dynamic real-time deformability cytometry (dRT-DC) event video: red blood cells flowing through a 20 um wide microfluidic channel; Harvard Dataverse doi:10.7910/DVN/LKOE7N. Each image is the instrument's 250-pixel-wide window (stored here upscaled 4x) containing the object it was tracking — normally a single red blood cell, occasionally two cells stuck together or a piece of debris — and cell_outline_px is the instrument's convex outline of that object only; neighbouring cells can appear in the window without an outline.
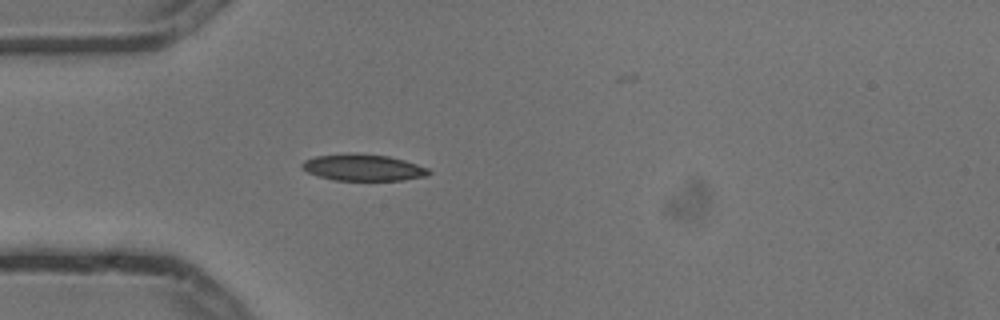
{"species": "common noctule bat (a hibernating species)", "species_latin": "Nyctalus noctula", "temperature_condition": "cold", "stored_images_in_passage": 5, "camera_frame_rate_fps": 3000, "um_per_image_px": 0.085, "animal": {"sex": "male", "body_mass_g": 13.3}, "frame": {"image": 1, "passage_image": 4, "time_ms": 1.0, "image_size_px": [1000, 320], "cell_outline_px": [[432, 172], [424, 176], [404, 180], [336, 180], [320, 176], [308, 172], [300, 168], [300, 164], [304, 160], [316, 156], [348, 152], [356, 152], [388, 156], [404, 160], [428, 168]], "centroid_in_image_um": [30.83, 14.22], "position_along_channel_um": 54.2, "area_um2": 19.71}}